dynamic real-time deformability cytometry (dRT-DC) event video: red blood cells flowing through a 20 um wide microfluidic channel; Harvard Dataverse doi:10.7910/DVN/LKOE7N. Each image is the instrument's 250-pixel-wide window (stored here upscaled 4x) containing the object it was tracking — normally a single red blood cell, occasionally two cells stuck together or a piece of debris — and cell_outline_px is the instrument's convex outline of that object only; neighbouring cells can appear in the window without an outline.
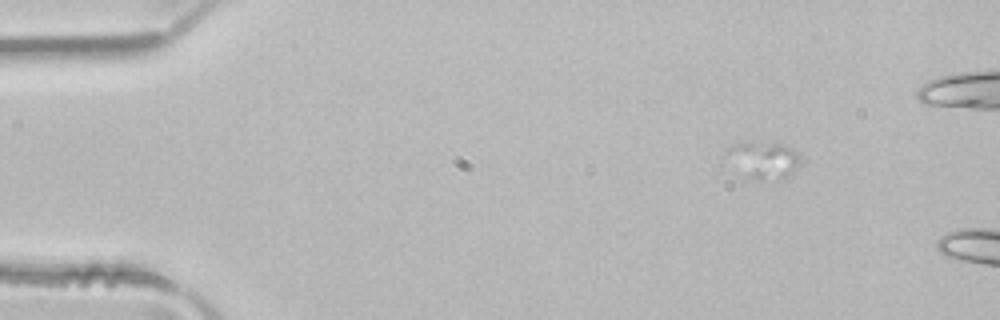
{"species": "common noctule bat (a hibernating species)", "species_latin": "Nyctalus noctula", "temperature_condition": "room temperature", "stored_images_in_passage": 5, "camera_frame_rate_fps": 3000, "um_per_image_px": 0.085, "animal": {"sex": "male", "body_mass_g": 21.5, "forearm_length_mm": 52.0}, "frame": {"image": 1, "passage_image": 3, "time_ms": 0.667, "image_size_px": [1000, 320], "cell_outline_px": [[800, 160], [792, 172], [788, 176], [780, 180], [744, 180], [728, 152], [728, 148], [732, 144], [744, 140], [748, 140], [780, 144], [792, 148], [800, 156]], "centroid_in_image_um": [64.89, 13.6], "position_along_channel_um": 20.1, "area_um2": 16.07}}